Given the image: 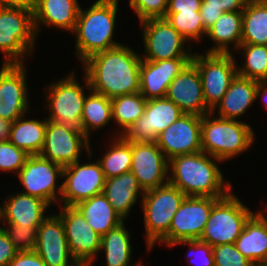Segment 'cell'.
Listing matches in <instances>:
<instances>
[{"instance_id": "cell-1", "label": "cell", "mask_w": 267, "mask_h": 266, "mask_svg": "<svg viewBox=\"0 0 267 266\" xmlns=\"http://www.w3.org/2000/svg\"><path fill=\"white\" fill-rule=\"evenodd\" d=\"M142 56L121 44L83 61L85 87L112 99L140 92Z\"/></svg>"}, {"instance_id": "cell-2", "label": "cell", "mask_w": 267, "mask_h": 266, "mask_svg": "<svg viewBox=\"0 0 267 266\" xmlns=\"http://www.w3.org/2000/svg\"><path fill=\"white\" fill-rule=\"evenodd\" d=\"M215 162L222 161L203 151L173 157L169 160L168 172L172 174L168 183L186 196L224 198L232 186Z\"/></svg>"}, {"instance_id": "cell-3", "label": "cell", "mask_w": 267, "mask_h": 266, "mask_svg": "<svg viewBox=\"0 0 267 266\" xmlns=\"http://www.w3.org/2000/svg\"><path fill=\"white\" fill-rule=\"evenodd\" d=\"M118 0H96L88 9H80L75 28L76 55L83 62L88 57L121 45L113 40Z\"/></svg>"}, {"instance_id": "cell-4", "label": "cell", "mask_w": 267, "mask_h": 266, "mask_svg": "<svg viewBox=\"0 0 267 266\" xmlns=\"http://www.w3.org/2000/svg\"><path fill=\"white\" fill-rule=\"evenodd\" d=\"M254 135L251 126L240 120L215 118L212 112L202 116V151L222 162L247 151L254 143Z\"/></svg>"}, {"instance_id": "cell-5", "label": "cell", "mask_w": 267, "mask_h": 266, "mask_svg": "<svg viewBox=\"0 0 267 266\" xmlns=\"http://www.w3.org/2000/svg\"><path fill=\"white\" fill-rule=\"evenodd\" d=\"M37 36L31 10L0 7V52L6 57L4 64H24L22 59L31 55Z\"/></svg>"}, {"instance_id": "cell-6", "label": "cell", "mask_w": 267, "mask_h": 266, "mask_svg": "<svg viewBox=\"0 0 267 266\" xmlns=\"http://www.w3.org/2000/svg\"><path fill=\"white\" fill-rule=\"evenodd\" d=\"M185 197L183 192L170 183L144 193L140 202L148 251L168 234L173 216Z\"/></svg>"}, {"instance_id": "cell-7", "label": "cell", "mask_w": 267, "mask_h": 266, "mask_svg": "<svg viewBox=\"0 0 267 266\" xmlns=\"http://www.w3.org/2000/svg\"><path fill=\"white\" fill-rule=\"evenodd\" d=\"M254 213L233 192L221 198L213 207L199 240L212 247L234 244L245 223Z\"/></svg>"}, {"instance_id": "cell-8", "label": "cell", "mask_w": 267, "mask_h": 266, "mask_svg": "<svg viewBox=\"0 0 267 266\" xmlns=\"http://www.w3.org/2000/svg\"><path fill=\"white\" fill-rule=\"evenodd\" d=\"M233 53L193 54L191 62L197 67L206 105L212 110L226 93L237 75V63Z\"/></svg>"}, {"instance_id": "cell-9", "label": "cell", "mask_w": 267, "mask_h": 266, "mask_svg": "<svg viewBox=\"0 0 267 266\" xmlns=\"http://www.w3.org/2000/svg\"><path fill=\"white\" fill-rule=\"evenodd\" d=\"M89 138L81 129L47 120L45 140L40 156L66 167L79 161L80 153L85 149L92 156Z\"/></svg>"}, {"instance_id": "cell-10", "label": "cell", "mask_w": 267, "mask_h": 266, "mask_svg": "<svg viewBox=\"0 0 267 266\" xmlns=\"http://www.w3.org/2000/svg\"><path fill=\"white\" fill-rule=\"evenodd\" d=\"M220 199L186 196L173 216L168 234L159 243L171 247L180 240L200 239L212 207Z\"/></svg>"}, {"instance_id": "cell-11", "label": "cell", "mask_w": 267, "mask_h": 266, "mask_svg": "<svg viewBox=\"0 0 267 266\" xmlns=\"http://www.w3.org/2000/svg\"><path fill=\"white\" fill-rule=\"evenodd\" d=\"M73 72L56 83H52L46 90L47 109L49 117L47 120L68 124L80 129L83 105L86 98L84 87L80 85Z\"/></svg>"}, {"instance_id": "cell-12", "label": "cell", "mask_w": 267, "mask_h": 266, "mask_svg": "<svg viewBox=\"0 0 267 266\" xmlns=\"http://www.w3.org/2000/svg\"><path fill=\"white\" fill-rule=\"evenodd\" d=\"M143 27L145 56L142 59L159 61L173 58H193L184 46L187 40L171 26L166 18H154L140 22Z\"/></svg>"}, {"instance_id": "cell-13", "label": "cell", "mask_w": 267, "mask_h": 266, "mask_svg": "<svg viewBox=\"0 0 267 266\" xmlns=\"http://www.w3.org/2000/svg\"><path fill=\"white\" fill-rule=\"evenodd\" d=\"M64 182L58 186V197L63 198L66 206H75L78 202L103 193L105 176L100 162L80 164L79 161L64 167Z\"/></svg>"}, {"instance_id": "cell-14", "label": "cell", "mask_w": 267, "mask_h": 266, "mask_svg": "<svg viewBox=\"0 0 267 266\" xmlns=\"http://www.w3.org/2000/svg\"><path fill=\"white\" fill-rule=\"evenodd\" d=\"M58 215L63 221L68 247L80 266H92L101 248V236L88 224L75 206H61Z\"/></svg>"}, {"instance_id": "cell-15", "label": "cell", "mask_w": 267, "mask_h": 266, "mask_svg": "<svg viewBox=\"0 0 267 266\" xmlns=\"http://www.w3.org/2000/svg\"><path fill=\"white\" fill-rule=\"evenodd\" d=\"M63 169L40 155H29L17 174L25 189L22 193L40 198L49 206L54 204L61 199L57 197L56 179L63 178Z\"/></svg>"}, {"instance_id": "cell-16", "label": "cell", "mask_w": 267, "mask_h": 266, "mask_svg": "<svg viewBox=\"0 0 267 266\" xmlns=\"http://www.w3.org/2000/svg\"><path fill=\"white\" fill-rule=\"evenodd\" d=\"M185 114L165 98L147 100L144 114L123 135L130 142H156L160 133Z\"/></svg>"}, {"instance_id": "cell-17", "label": "cell", "mask_w": 267, "mask_h": 266, "mask_svg": "<svg viewBox=\"0 0 267 266\" xmlns=\"http://www.w3.org/2000/svg\"><path fill=\"white\" fill-rule=\"evenodd\" d=\"M168 168L169 160L156 142H132L130 171L144 192L167 184Z\"/></svg>"}, {"instance_id": "cell-18", "label": "cell", "mask_w": 267, "mask_h": 266, "mask_svg": "<svg viewBox=\"0 0 267 266\" xmlns=\"http://www.w3.org/2000/svg\"><path fill=\"white\" fill-rule=\"evenodd\" d=\"M201 122L200 115L183 114L159 134L156 143L168 160L202 151Z\"/></svg>"}, {"instance_id": "cell-19", "label": "cell", "mask_w": 267, "mask_h": 266, "mask_svg": "<svg viewBox=\"0 0 267 266\" xmlns=\"http://www.w3.org/2000/svg\"><path fill=\"white\" fill-rule=\"evenodd\" d=\"M24 64H2L0 69V118L14 122L29 110Z\"/></svg>"}, {"instance_id": "cell-20", "label": "cell", "mask_w": 267, "mask_h": 266, "mask_svg": "<svg viewBox=\"0 0 267 266\" xmlns=\"http://www.w3.org/2000/svg\"><path fill=\"white\" fill-rule=\"evenodd\" d=\"M34 251L47 266H80L70 254L63 221L58 214L47 216L38 227Z\"/></svg>"}, {"instance_id": "cell-21", "label": "cell", "mask_w": 267, "mask_h": 266, "mask_svg": "<svg viewBox=\"0 0 267 266\" xmlns=\"http://www.w3.org/2000/svg\"><path fill=\"white\" fill-rule=\"evenodd\" d=\"M166 98L174 102L185 114L203 116L211 112L204 100L200 73L192 62L172 80Z\"/></svg>"}, {"instance_id": "cell-22", "label": "cell", "mask_w": 267, "mask_h": 266, "mask_svg": "<svg viewBox=\"0 0 267 266\" xmlns=\"http://www.w3.org/2000/svg\"><path fill=\"white\" fill-rule=\"evenodd\" d=\"M192 58L159 61L141 60L140 93L146 99L165 98L172 80L191 62Z\"/></svg>"}, {"instance_id": "cell-23", "label": "cell", "mask_w": 267, "mask_h": 266, "mask_svg": "<svg viewBox=\"0 0 267 266\" xmlns=\"http://www.w3.org/2000/svg\"><path fill=\"white\" fill-rule=\"evenodd\" d=\"M6 199L0 208V221H4L5 225L39 227L47 217L44 212L50 206L40 198L20 192Z\"/></svg>"}, {"instance_id": "cell-24", "label": "cell", "mask_w": 267, "mask_h": 266, "mask_svg": "<svg viewBox=\"0 0 267 266\" xmlns=\"http://www.w3.org/2000/svg\"><path fill=\"white\" fill-rule=\"evenodd\" d=\"M80 9L78 0H38L33 11L36 35L40 24L73 33Z\"/></svg>"}, {"instance_id": "cell-25", "label": "cell", "mask_w": 267, "mask_h": 266, "mask_svg": "<svg viewBox=\"0 0 267 266\" xmlns=\"http://www.w3.org/2000/svg\"><path fill=\"white\" fill-rule=\"evenodd\" d=\"M267 212V210L265 209ZM255 212L245 223L235 247L255 266L267 262V213Z\"/></svg>"}, {"instance_id": "cell-26", "label": "cell", "mask_w": 267, "mask_h": 266, "mask_svg": "<svg viewBox=\"0 0 267 266\" xmlns=\"http://www.w3.org/2000/svg\"><path fill=\"white\" fill-rule=\"evenodd\" d=\"M258 81L236 75L218 104L211 110L215 115L224 119H234L243 115L256 100Z\"/></svg>"}, {"instance_id": "cell-27", "label": "cell", "mask_w": 267, "mask_h": 266, "mask_svg": "<svg viewBox=\"0 0 267 266\" xmlns=\"http://www.w3.org/2000/svg\"><path fill=\"white\" fill-rule=\"evenodd\" d=\"M144 193L131 171L105 180L103 194L123 220L131 212L139 194L143 196Z\"/></svg>"}, {"instance_id": "cell-28", "label": "cell", "mask_w": 267, "mask_h": 266, "mask_svg": "<svg viewBox=\"0 0 267 266\" xmlns=\"http://www.w3.org/2000/svg\"><path fill=\"white\" fill-rule=\"evenodd\" d=\"M242 23V11L224 12L207 30L206 36L216 44L206 53L230 54L231 43L237 50L241 45Z\"/></svg>"}, {"instance_id": "cell-29", "label": "cell", "mask_w": 267, "mask_h": 266, "mask_svg": "<svg viewBox=\"0 0 267 266\" xmlns=\"http://www.w3.org/2000/svg\"><path fill=\"white\" fill-rule=\"evenodd\" d=\"M75 207L87 220L89 226L103 236L124 220L115 212L103 193L78 202Z\"/></svg>"}, {"instance_id": "cell-30", "label": "cell", "mask_w": 267, "mask_h": 266, "mask_svg": "<svg viewBox=\"0 0 267 266\" xmlns=\"http://www.w3.org/2000/svg\"><path fill=\"white\" fill-rule=\"evenodd\" d=\"M25 115L11 124L9 141L28 155H39L44 146L47 119H24Z\"/></svg>"}, {"instance_id": "cell-31", "label": "cell", "mask_w": 267, "mask_h": 266, "mask_svg": "<svg viewBox=\"0 0 267 266\" xmlns=\"http://www.w3.org/2000/svg\"><path fill=\"white\" fill-rule=\"evenodd\" d=\"M242 15L241 44L267 46V0H248Z\"/></svg>"}, {"instance_id": "cell-32", "label": "cell", "mask_w": 267, "mask_h": 266, "mask_svg": "<svg viewBox=\"0 0 267 266\" xmlns=\"http://www.w3.org/2000/svg\"><path fill=\"white\" fill-rule=\"evenodd\" d=\"M105 251L106 266H130L132 246L124 221L101 236L100 251ZM131 266H143L141 262Z\"/></svg>"}, {"instance_id": "cell-33", "label": "cell", "mask_w": 267, "mask_h": 266, "mask_svg": "<svg viewBox=\"0 0 267 266\" xmlns=\"http://www.w3.org/2000/svg\"><path fill=\"white\" fill-rule=\"evenodd\" d=\"M89 92L84 101L80 126L87 137L91 130L102 128L113 120L111 99L92 90Z\"/></svg>"}, {"instance_id": "cell-34", "label": "cell", "mask_w": 267, "mask_h": 266, "mask_svg": "<svg viewBox=\"0 0 267 266\" xmlns=\"http://www.w3.org/2000/svg\"><path fill=\"white\" fill-rule=\"evenodd\" d=\"M147 100L140 92L120 95L111 99L112 118L120 126L119 135L127 130L144 114Z\"/></svg>"}, {"instance_id": "cell-35", "label": "cell", "mask_w": 267, "mask_h": 266, "mask_svg": "<svg viewBox=\"0 0 267 266\" xmlns=\"http://www.w3.org/2000/svg\"><path fill=\"white\" fill-rule=\"evenodd\" d=\"M102 159H98L106 179L130 171L132 163V142L123 135H116Z\"/></svg>"}, {"instance_id": "cell-36", "label": "cell", "mask_w": 267, "mask_h": 266, "mask_svg": "<svg viewBox=\"0 0 267 266\" xmlns=\"http://www.w3.org/2000/svg\"><path fill=\"white\" fill-rule=\"evenodd\" d=\"M238 50L245 58L241 67L237 66V74L255 81H267V46L241 44Z\"/></svg>"}, {"instance_id": "cell-37", "label": "cell", "mask_w": 267, "mask_h": 266, "mask_svg": "<svg viewBox=\"0 0 267 266\" xmlns=\"http://www.w3.org/2000/svg\"><path fill=\"white\" fill-rule=\"evenodd\" d=\"M164 18L189 42H200L206 36L200 11L166 13Z\"/></svg>"}, {"instance_id": "cell-38", "label": "cell", "mask_w": 267, "mask_h": 266, "mask_svg": "<svg viewBox=\"0 0 267 266\" xmlns=\"http://www.w3.org/2000/svg\"><path fill=\"white\" fill-rule=\"evenodd\" d=\"M248 0H203L200 15L204 29L207 31L224 13L242 11Z\"/></svg>"}, {"instance_id": "cell-39", "label": "cell", "mask_w": 267, "mask_h": 266, "mask_svg": "<svg viewBox=\"0 0 267 266\" xmlns=\"http://www.w3.org/2000/svg\"><path fill=\"white\" fill-rule=\"evenodd\" d=\"M6 232L14 247L19 251H34L37 241L38 227H29L19 224H7Z\"/></svg>"}, {"instance_id": "cell-40", "label": "cell", "mask_w": 267, "mask_h": 266, "mask_svg": "<svg viewBox=\"0 0 267 266\" xmlns=\"http://www.w3.org/2000/svg\"><path fill=\"white\" fill-rule=\"evenodd\" d=\"M28 156L24 150L17 148L9 140L0 142V170L14 171L18 174Z\"/></svg>"}, {"instance_id": "cell-41", "label": "cell", "mask_w": 267, "mask_h": 266, "mask_svg": "<svg viewBox=\"0 0 267 266\" xmlns=\"http://www.w3.org/2000/svg\"><path fill=\"white\" fill-rule=\"evenodd\" d=\"M215 266H255L234 244L212 247Z\"/></svg>"}, {"instance_id": "cell-42", "label": "cell", "mask_w": 267, "mask_h": 266, "mask_svg": "<svg viewBox=\"0 0 267 266\" xmlns=\"http://www.w3.org/2000/svg\"><path fill=\"white\" fill-rule=\"evenodd\" d=\"M129 6L142 22L148 19L164 18L168 9V0H130Z\"/></svg>"}, {"instance_id": "cell-43", "label": "cell", "mask_w": 267, "mask_h": 266, "mask_svg": "<svg viewBox=\"0 0 267 266\" xmlns=\"http://www.w3.org/2000/svg\"><path fill=\"white\" fill-rule=\"evenodd\" d=\"M178 244H180V245H182V244H187V245H189V254L188 255H190V254H192V255H190V256H188V257H193V258H195L196 256H197V258H200L199 259V261H198V263H197V258H195L196 260V265L198 266H215V264H214V257H213V252H212V246H210L209 244H207L206 242H203V241H201V240H199V239H197V240H180V241H177V242H175L172 246H171V248L173 247V246H176V245H178ZM191 252V253H190ZM196 254V256H195V254ZM197 254H199V255H197ZM200 256V257H199ZM194 260V259H193ZM193 260H191V261H193ZM190 261V262H191ZM195 261H194V264H195ZM193 263H191V265H192ZM192 265V266H196V265Z\"/></svg>"}, {"instance_id": "cell-44", "label": "cell", "mask_w": 267, "mask_h": 266, "mask_svg": "<svg viewBox=\"0 0 267 266\" xmlns=\"http://www.w3.org/2000/svg\"><path fill=\"white\" fill-rule=\"evenodd\" d=\"M18 252L6 232L0 226V266H9L11 260Z\"/></svg>"}, {"instance_id": "cell-45", "label": "cell", "mask_w": 267, "mask_h": 266, "mask_svg": "<svg viewBox=\"0 0 267 266\" xmlns=\"http://www.w3.org/2000/svg\"><path fill=\"white\" fill-rule=\"evenodd\" d=\"M9 266H47L35 251L18 252Z\"/></svg>"}, {"instance_id": "cell-46", "label": "cell", "mask_w": 267, "mask_h": 266, "mask_svg": "<svg viewBox=\"0 0 267 266\" xmlns=\"http://www.w3.org/2000/svg\"><path fill=\"white\" fill-rule=\"evenodd\" d=\"M203 0H168L167 13L200 11Z\"/></svg>"}, {"instance_id": "cell-47", "label": "cell", "mask_w": 267, "mask_h": 266, "mask_svg": "<svg viewBox=\"0 0 267 266\" xmlns=\"http://www.w3.org/2000/svg\"><path fill=\"white\" fill-rule=\"evenodd\" d=\"M38 0H0V7L23 8L26 10H35Z\"/></svg>"}, {"instance_id": "cell-48", "label": "cell", "mask_w": 267, "mask_h": 266, "mask_svg": "<svg viewBox=\"0 0 267 266\" xmlns=\"http://www.w3.org/2000/svg\"><path fill=\"white\" fill-rule=\"evenodd\" d=\"M12 122L0 118V142L9 140Z\"/></svg>"}, {"instance_id": "cell-49", "label": "cell", "mask_w": 267, "mask_h": 266, "mask_svg": "<svg viewBox=\"0 0 267 266\" xmlns=\"http://www.w3.org/2000/svg\"><path fill=\"white\" fill-rule=\"evenodd\" d=\"M262 96L265 108H267V81H259L256 89V100Z\"/></svg>"}]
</instances>
